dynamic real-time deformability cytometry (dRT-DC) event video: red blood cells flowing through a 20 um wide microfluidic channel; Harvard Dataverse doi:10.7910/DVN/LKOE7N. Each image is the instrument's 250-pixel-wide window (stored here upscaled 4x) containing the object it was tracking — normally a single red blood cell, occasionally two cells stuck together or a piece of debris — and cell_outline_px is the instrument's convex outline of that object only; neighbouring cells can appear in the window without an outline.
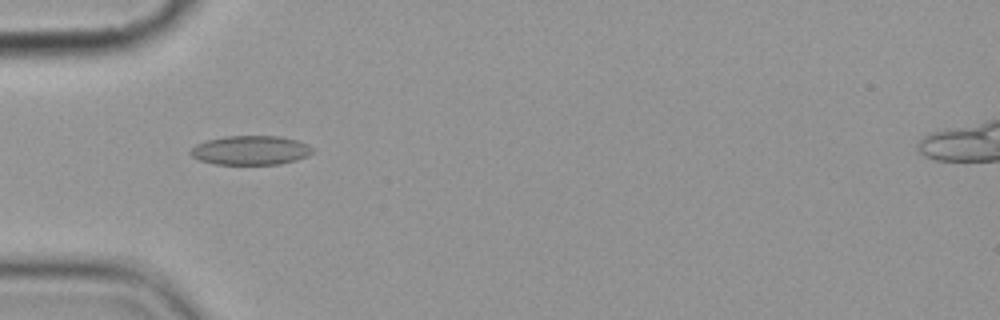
{"species": "common noctule bat (a hibernating species)", "species_latin": "Nyctalus noctula", "temperature_condition": "cold", "stored_images_in_passage": 1, "camera_frame_rate_fps": 3000, "um_per_image_px": 0.085, "animal": {"sex": "female", "body_mass_g": 19.9}, "frame": {"image": 1, "passage_image": 1, "time_ms": 0.0, "image_size_px": [1000, 320], "cell_outline_px": [[312, 152], [296, 160], [280, 164], [216, 164], [200, 160], [192, 156], [188, 152], [196, 144], [208, 140], [224, 136], [280, 136], [296, 140], [308, 144], [312, 148]], "centroid_in_image_um": [21.28, 12.77], "position_along_channel_um": 63.7, "area_um2": 20.58}}